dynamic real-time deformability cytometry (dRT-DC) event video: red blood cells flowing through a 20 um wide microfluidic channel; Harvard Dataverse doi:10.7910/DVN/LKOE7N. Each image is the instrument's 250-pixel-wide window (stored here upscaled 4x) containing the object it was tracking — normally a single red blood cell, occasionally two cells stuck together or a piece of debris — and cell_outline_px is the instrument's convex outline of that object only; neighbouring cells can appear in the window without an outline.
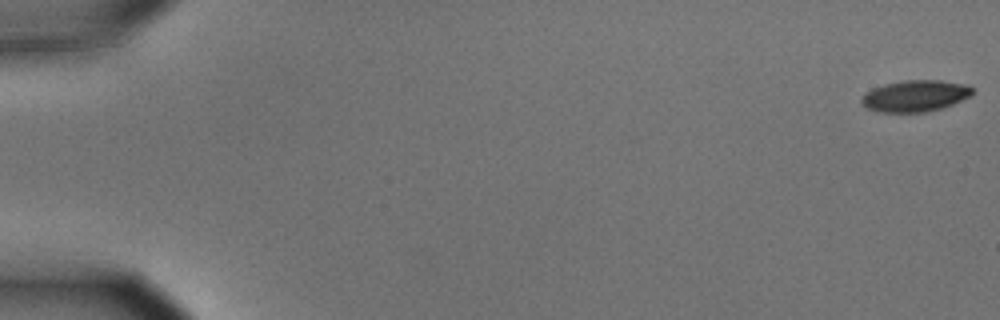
{"species": "common noctule bat (a hibernating species)", "species_latin": "Nyctalus noctula", "temperature_condition": "cold", "stored_images_in_passage": 56, "camera_frame_rate_fps": 3000, "um_per_image_px": 0.085, "animal": {"sex": "male", "body_mass_g": 15.6}, "frame": {"image": 1, "passage_image": 1, "time_ms": 0.0, "image_size_px": [1000, 320], "cell_outline_px": [[976, 92], [972, 96], [952, 104], [940, 108], [924, 112], [876, 112], [868, 108], [860, 100], [860, 96], [864, 92], [872, 88], [884, 84], [904, 80], [940, 80], [968, 84]], "centroid_in_image_um": [77.8, 8.14], "position_along_channel_um": 7.2, "area_um2": 20.58}}
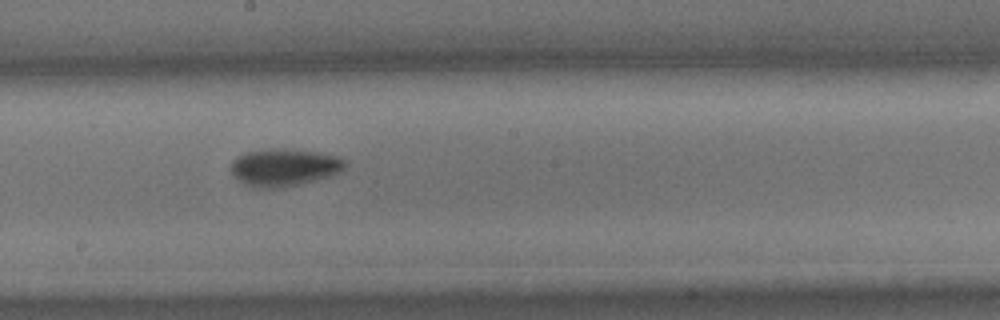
{"frame": {"image": 2, "passage_image": 32, "time_ms": 10.333, "image_size_px": [1000, 320], "cell_outline_px": [[348, 164], [344, 172], [332, 176], [280, 188], [256, 188], [244, 184], [228, 168], [232, 160], [236, 156], [248, 152], [316, 152], [340, 156]], "centroid_in_image_um": [24.21, 14.29], "position_along_channel_um": 224.0, "area_um2": 24.1}}
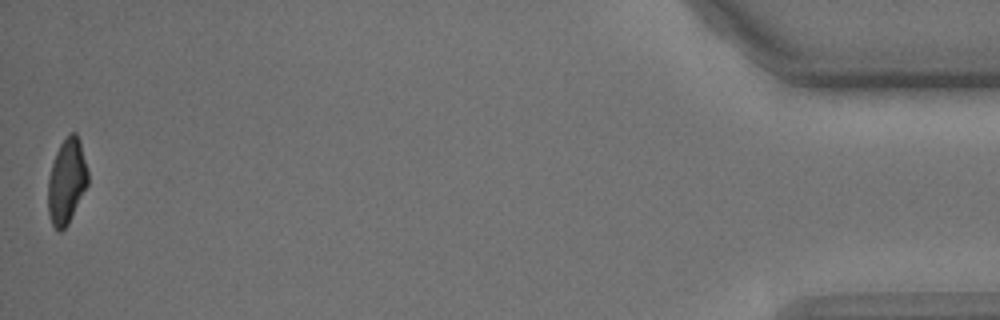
{"frame": {"image": 3, "passage_image": 56, "time_ms": 18.333, "image_size_px": [1000, 320], "cell_outline_px": [[88, 184], [68, 224], [60, 232], [56, 232], [52, 224], [48, 212], [48, 180], [52, 164], [56, 152], [60, 144], [68, 132], [76, 132], [80, 140], [88, 172]], "centroid_in_image_um": [5.67, 15.4], "position_along_channel_um": 429.5, "area_um2": 19.88}, "authors_computed_cell_mechanics": {"area_um2": 22.1952, "velocity_mm_per_s": 3.6413, "shape_relaxation_time_tau1_ms": 2.6243, "shape_relaxation_time_tau2_ms": 5.7455, "deformation_change_tau1": 0.1221, "deformation_change_tau2": 0.0977}}